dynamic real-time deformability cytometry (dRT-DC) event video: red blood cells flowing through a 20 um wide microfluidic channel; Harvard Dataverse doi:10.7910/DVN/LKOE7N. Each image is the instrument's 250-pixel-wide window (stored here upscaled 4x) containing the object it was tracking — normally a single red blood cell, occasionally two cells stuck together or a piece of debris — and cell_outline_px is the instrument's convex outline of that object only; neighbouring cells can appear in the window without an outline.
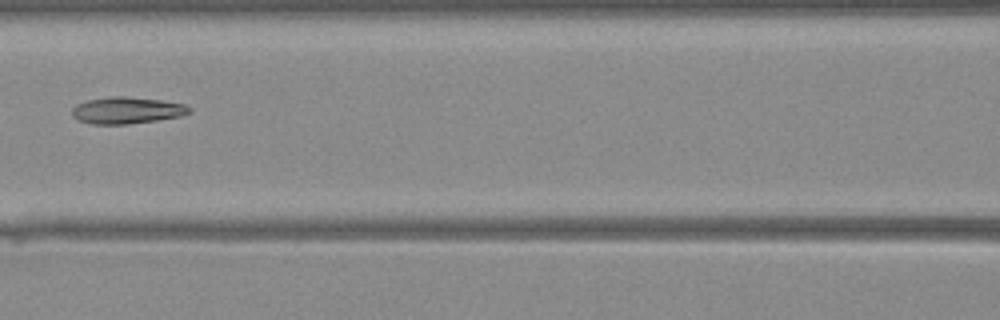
{"species": "Egyptian fruit bat (a non-hibernating species)", "species_latin": "Rousettus aegyptiacus", "temperature_condition": "warm", "stored_images_in_passage": 10, "camera_frame_rate_fps": 3000, "um_per_image_px": 0.085, "animal": {"sex": "female"}, "frame": {"image": 1, "passage_image": 6, "time_ms": 1.667, "image_size_px": [1000, 320], "cell_outline_px": [[192, 112], [180, 116], [156, 120], [128, 124], [92, 124], [80, 120], [72, 116], [72, 108], [76, 104], [88, 100], [108, 96], [124, 96], [160, 100], [184, 104], [192, 108]], "centroid_in_image_um": [10.78, 9.37], "position_along_channel_um": 155.8, "area_um2": 18.21}}